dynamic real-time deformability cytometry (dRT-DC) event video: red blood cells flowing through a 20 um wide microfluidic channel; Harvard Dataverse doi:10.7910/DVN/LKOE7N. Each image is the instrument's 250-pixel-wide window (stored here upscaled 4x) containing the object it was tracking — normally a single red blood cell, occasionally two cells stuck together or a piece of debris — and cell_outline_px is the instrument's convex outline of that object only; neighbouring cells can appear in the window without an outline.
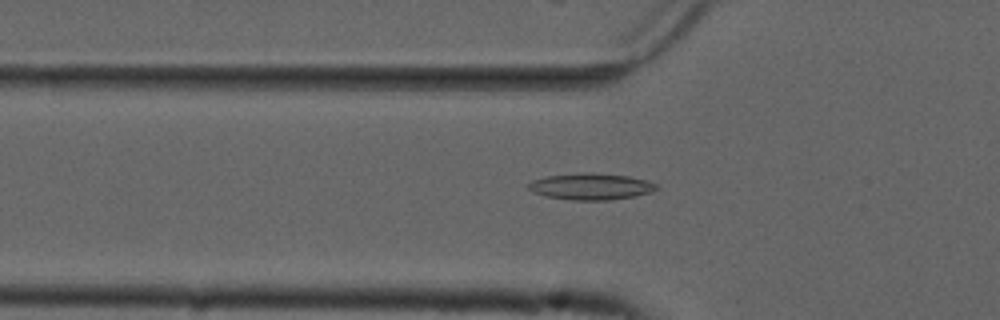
{"species": "common noctule bat (a hibernating species)", "species_latin": "Nyctalus noctula", "temperature_condition": "cold", "stored_images_in_passage": 38, "camera_frame_rate_fps": 3000, "um_per_image_px": 0.085, "animal": {"sex": "male", "forearm_length_mm": 52.5}, "frame": {"image": 1, "passage_image": 2, "time_ms": 0.333, "image_size_px": [1000, 320], "cell_outline_px": [[660, 188], [652, 192], [636, 196], [608, 200], [572, 200], [548, 196], [532, 192], [528, 188], [528, 184], [532, 180], [544, 176], [580, 172], [584, 172], [628, 176], [644, 180], [656, 184]], "centroid_in_image_um": [50.22, 15.85], "position_along_channel_um": 75.6, "area_um2": 19.77}}
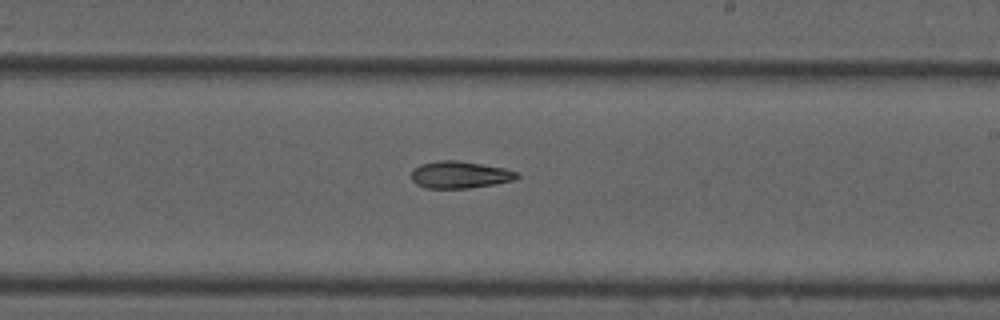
{"frame": {"image": 2, "passage_image": 16, "time_ms": 5.0, "image_size_px": [1000, 320], "cell_outline_px": [[520, 176], [516, 180], [496, 184], [468, 188], [424, 188], [416, 184], [412, 180], [412, 172], [420, 164], [440, 160], [456, 160], [504, 168], [520, 172]], "centroid_in_image_um": [39.13, 14.86], "position_along_channel_um": 249.9, "area_um2": 16.7}}
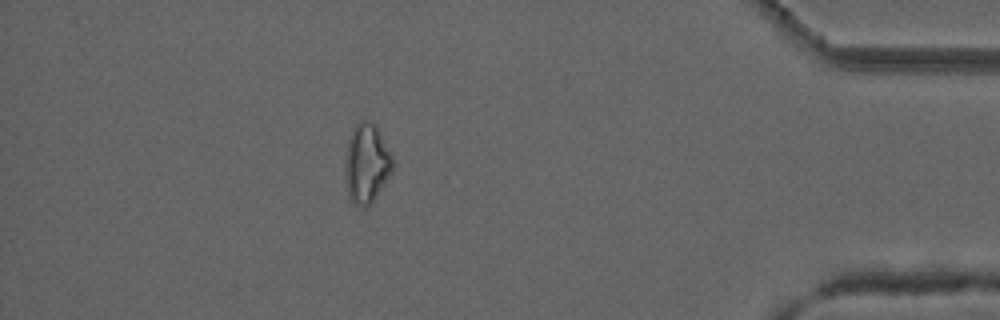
{"frame": {"image": 3, "passage_image": 32, "time_ms": 10.333, "image_size_px": [1000, 320], "cell_outline_px": [[392, 172], [372, 204], [368, 208], [364, 208], [352, 204], [348, 196], [344, 176], [344, 160], [348, 140], [352, 128], [356, 124], [364, 120], [368, 120], [380, 132], [392, 160]], "centroid_in_image_um": [31.11, 13.97], "position_along_channel_um": 404.1, "area_um2": 22.2}}